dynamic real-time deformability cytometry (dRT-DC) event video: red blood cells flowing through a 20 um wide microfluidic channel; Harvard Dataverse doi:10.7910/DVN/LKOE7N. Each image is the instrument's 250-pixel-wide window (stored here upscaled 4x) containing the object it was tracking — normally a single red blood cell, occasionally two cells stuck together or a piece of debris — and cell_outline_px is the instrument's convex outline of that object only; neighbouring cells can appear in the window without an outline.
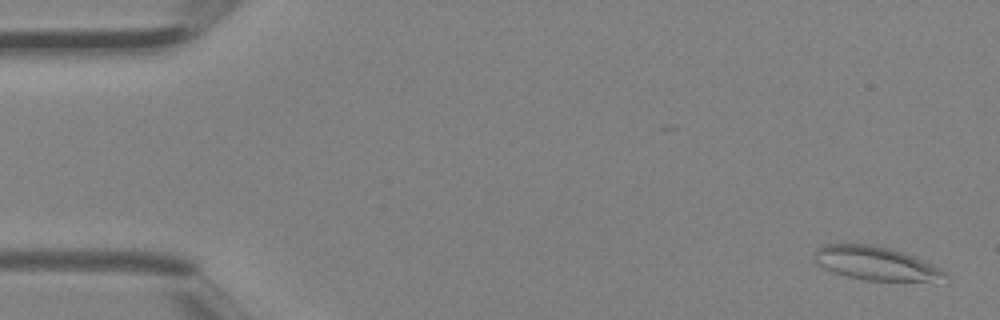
{"species": "Egyptian fruit bat (a non-hibernating species)", "species_latin": "Rousettus aegyptiacus", "temperature_condition": "room temperature", "stored_images_in_passage": 4, "camera_frame_rate_fps": 3000, "um_per_image_px": 0.085, "animal": {"sex": "female"}, "frame": {"image": 1, "passage_image": 1, "time_ms": 0.0, "image_size_px": [1000, 320], "cell_outline_px": [[948, 276], [936, 284], [864, 280], [848, 276], [824, 268], [816, 260], [816, 248], [824, 244], [868, 244], [888, 248], [904, 252], [940, 268], [948, 272]], "centroid_in_image_um": [74.6, 22.44], "position_along_channel_um": 10.4, "area_um2": 26.07}}
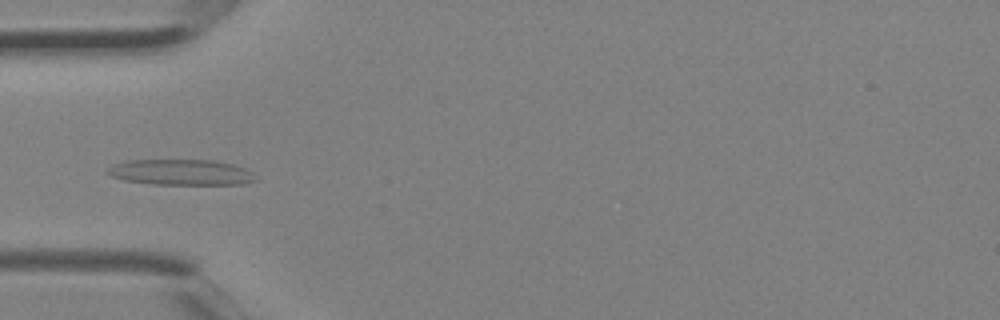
{"frame": {"image": 2, "passage_image": 4, "time_ms": 1.0, "image_size_px": [1000, 320], "cell_outline_px": [[256, 180], [244, 184], [152, 184], [124, 180], [112, 176], [104, 172], [112, 164], [128, 160], [212, 160], [236, 164], [252, 172]], "centroid_in_image_um": [15.37, 14.63], "position_along_channel_um": 69.6, "area_um2": 22.25}}